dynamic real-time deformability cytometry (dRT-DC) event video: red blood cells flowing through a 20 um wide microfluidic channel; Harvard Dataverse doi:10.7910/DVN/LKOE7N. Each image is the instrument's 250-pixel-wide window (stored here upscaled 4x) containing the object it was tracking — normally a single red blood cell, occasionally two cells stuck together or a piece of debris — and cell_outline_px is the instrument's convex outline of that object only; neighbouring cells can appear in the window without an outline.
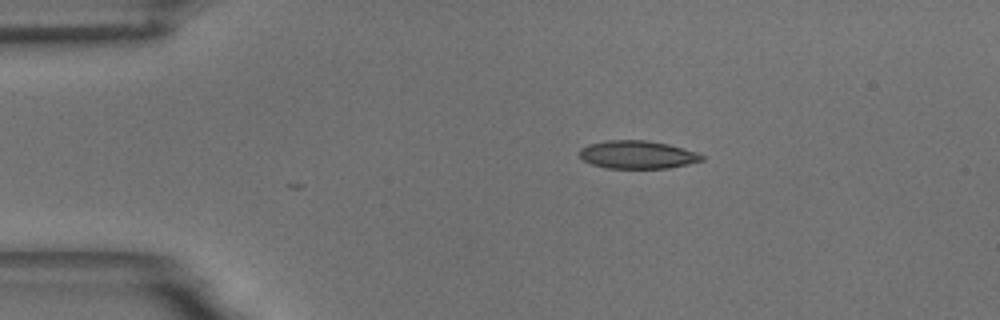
{"species": "common noctule bat (a hibernating species)", "species_latin": "Nyctalus noctula", "temperature_condition": "room temperature", "stored_images_in_passage": 2, "camera_frame_rate_fps": 3000, "um_per_image_px": 0.085, "animal": {"sex": "male", "body_mass_g": 18.8}, "frame": {"image": 1, "passage_image": 2, "time_ms": 0.333, "image_size_px": [1000, 320], "cell_outline_px": [[704, 160], [688, 164], [668, 168], [608, 168], [592, 164], [584, 160], [580, 156], [580, 148], [588, 144], [604, 140], [644, 140], [668, 144], [684, 148], [696, 152], [704, 156]], "centroid_in_image_um": [54.18, 13.14], "position_along_channel_um": 30.8, "area_um2": 19.94}}